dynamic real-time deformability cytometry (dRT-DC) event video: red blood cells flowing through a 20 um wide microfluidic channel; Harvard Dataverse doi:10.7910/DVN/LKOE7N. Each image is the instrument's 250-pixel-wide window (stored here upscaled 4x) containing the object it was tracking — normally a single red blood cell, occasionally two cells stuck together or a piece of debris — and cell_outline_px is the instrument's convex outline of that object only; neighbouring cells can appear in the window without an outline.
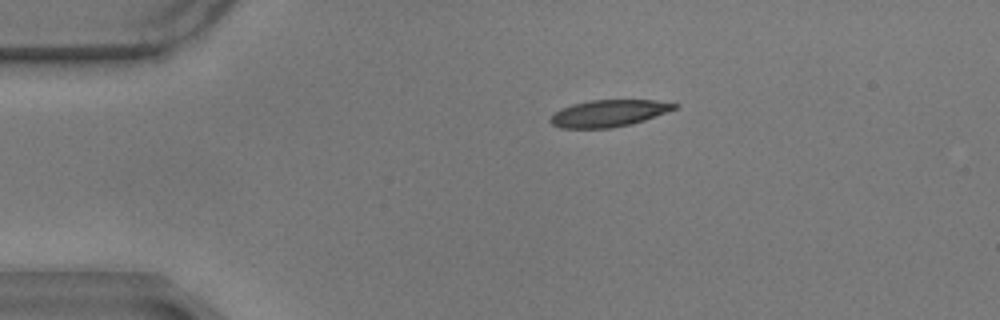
{"species": "common noctule bat (a hibernating species)", "species_latin": "Nyctalus noctula", "temperature_condition": "warm", "stored_images_in_passage": 8, "camera_frame_rate_fps": 3000, "um_per_image_px": 0.085, "animal": {"sex": "male", "body_mass_g": 17.9}, "frame": {"image": 1, "passage_image": 1, "time_ms": 0.0, "image_size_px": [1000, 320], "cell_outline_px": [[680, 104], [676, 108], [644, 120], [632, 124], [608, 128], [564, 128], [552, 124], [548, 120], [556, 112], [572, 104], [592, 100], [656, 100]], "centroid_in_image_um": [51.76, 9.62], "position_along_channel_um": 33.2, "area_um2": 19.13}}